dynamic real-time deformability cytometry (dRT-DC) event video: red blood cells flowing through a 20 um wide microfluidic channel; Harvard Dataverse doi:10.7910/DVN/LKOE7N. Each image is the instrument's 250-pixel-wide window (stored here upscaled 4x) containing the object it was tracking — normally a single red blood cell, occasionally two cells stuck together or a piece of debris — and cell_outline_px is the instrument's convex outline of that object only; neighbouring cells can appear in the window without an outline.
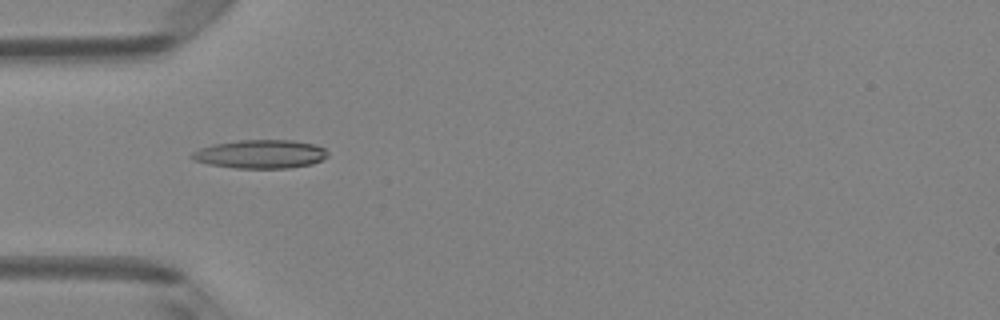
{"species": "Egyptian fruit bat (a non-hibernating species)", "species_latin": "Rousettus aegyptiacus", "temperature_condition": "room temperature", "stored_images_in_passage": 7, "camera_frame_rate_fps": 3000, "um_per_image_px": 0.085, "animal": {"sex": "female"}, "frame": {"image": 1, "passage_image": 4, "time_ms": 1.0, "image_size_px": [1000, 320], "cell_outline_px": [[328, 156], [312, 164], [288, 168], [236, 168], [208, 164], [196, 160], [188, 156], [192, 152], [200, 148], [212, 144], [240, 140], [292, 140], [316, 144], [324, 148], [328, 152]], "centroid_in_image_um": [22.14, 13.09], "position_along_channel_um": 62.9, "area_um2": 22.66}}
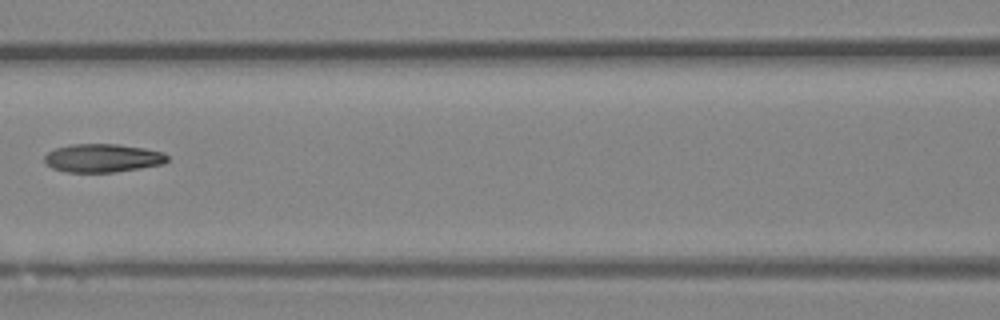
{"frame": {"image": 2, "passage_image": 6, "time_ms": 1.667, "image_size_px": [1000, 320], "cell_outline_px": [[168, 160], [164, 164], [116, 172], [68, 172], [52, 168], [44, 160], [44, 156], [48, 152], [56, 148], [72, 144], [120, 144], [144, 148], [164, 152], [168, 156]], "centroid_in_image_um": [8.76, 13.43], "position_along_channel_um": 157.8, "area_um2": 20.35}}
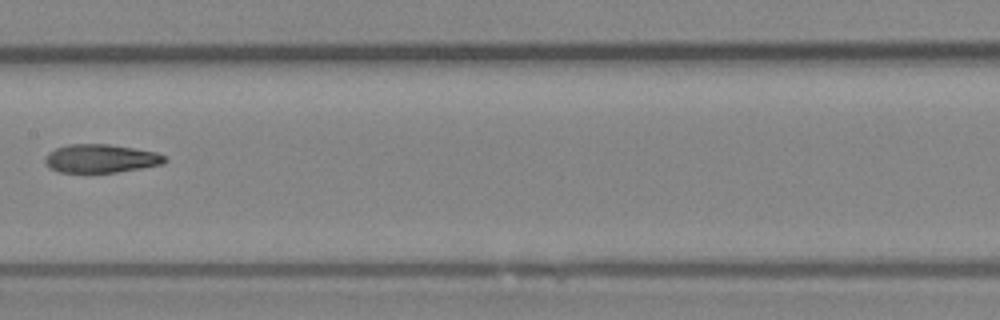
{"frame": {"image": 3, "passage_image": 7, "time_ms": 2.0, "image_size_px": [1000, 320], "cell_outline_px": [[168, 160], [164, 164], [116, 172], [60, 172], [48, 168], [44, 160], [48, 152], [56, 148], [68, 144], [108, 144], [156, 152], [164, 156]], "centroid_in_image_um": [8.55, 13.47], "position_along_channel_um": 198.9, "area_um2": 19.77}}